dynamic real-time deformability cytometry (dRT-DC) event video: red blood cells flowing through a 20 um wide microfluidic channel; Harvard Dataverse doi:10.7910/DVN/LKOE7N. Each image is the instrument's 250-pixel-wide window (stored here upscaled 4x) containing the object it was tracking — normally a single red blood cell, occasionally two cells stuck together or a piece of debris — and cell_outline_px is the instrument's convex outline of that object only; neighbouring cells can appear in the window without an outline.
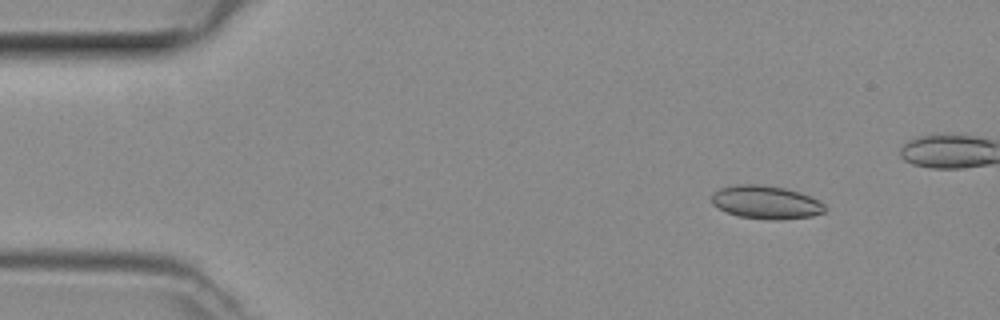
{"species": "common noctule bat (a hibernating species)", "species_latin": "Nyctalus noctula", "temperature_condition": "room temperature", "stored_images_in_passage": 38, "camera_frame_rate_fps": 3000, "um_per_image_px": 0.085, "animal": {"sex": "female", "body_mass_g": 29.2, "forearm_length_mm": 56.3}, "frame": {"image": 1, "passage_image": 2, "time_ms": 0.333, "image_size_px": [1000, 320], "cell_outline_px": [[828, 208], [824, 212], [812, 216], [776, 220], [768, 220], [740, 216], [728, 212], [712, 204], [712, 192], [720, 188], [736, 184], [756, 184], [784, 188], [800, 192], [820, 200]], "centroid_in_image_um": [65.13, 17.19], "position_along_channel_um": 19.9, "area_um2": 21.96}}
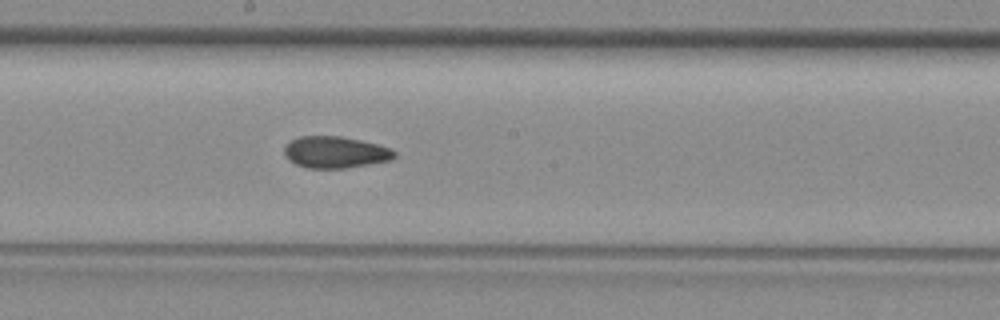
{"frame": {"image": 2, "passage_image": 22, "time_ms": 7.0, "image_size_px": [1000, 320], "cell_outline_px": [[396, 156], [392, 160], [344, 168], [308, 168], [296, 164], [288, 160], [284, 152], [284, 148], [292, 140], [300, 136], [340, 136], [360, 140], [376, 144], [388, 148], [396, 152]], "centroid_in_image_um": [28.49, 12.94], "position_along_channel_um": 219.7, "area_um2": 20.11}}
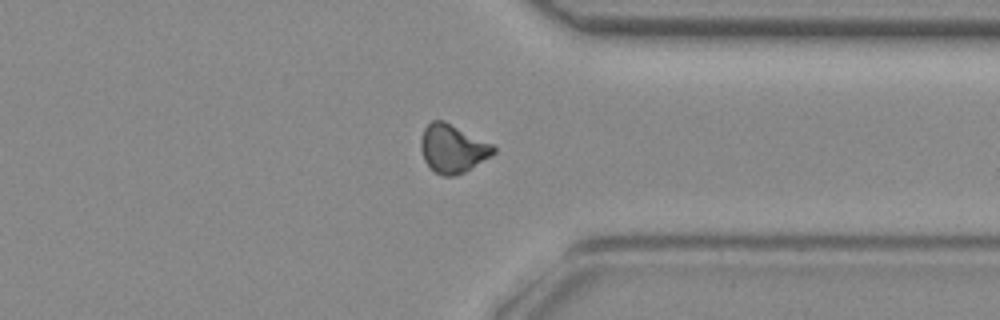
{"frame": {"image": 3, "passage_image": 33, "time_ms": 10.667, "image_size_px": [1000, 320], "cell_outline_px": [[496, 152], [464, 172], [456, 176], [444, 176], [436, 172], [424, 160], [420, 148], [420, 140], [424, 128], [432, 120], [444, 120], [492, 144], [496, 148]], "centroid_in_image_um": [38.45, 12.61], "position_along_channel_um": 372.9, "area_um2": 20.23}}